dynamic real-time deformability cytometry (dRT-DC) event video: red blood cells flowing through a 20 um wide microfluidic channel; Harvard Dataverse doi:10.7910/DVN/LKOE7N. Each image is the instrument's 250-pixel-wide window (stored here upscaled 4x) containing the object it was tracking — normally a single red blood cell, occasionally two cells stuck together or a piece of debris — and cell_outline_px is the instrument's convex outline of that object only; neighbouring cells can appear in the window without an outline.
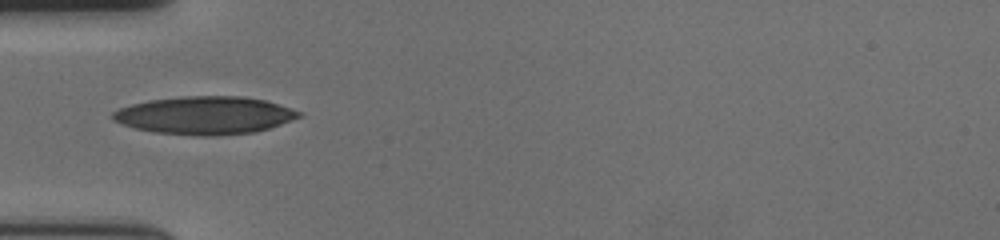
{"species": "human", "species_latin": "Homo sapiens", "temperature_condition": "cold", "stored_images_in_passage": 39, "camera_frame_rate_fps": 3000, "um_per_image_px": 0.085, "donor": {"sex": "female"}, "frame": {"image": 1, "passage_image": 1, "time_ms": 0.0, "image_size_px": [1000, 240], "cell_outline_px": [[304, 116], [256, 132], [216, 136], [196, 136], [152, 132], [120, 124], [112, 120], [112, 112], [120, 108], [132, 104], [148, 100], [184, 96], [244, 96], [264, 100], [304, 112]], "centroid_in_image_um": [17.41, 9.81], "position_along_channel_um": 67.6, "area_um2": 41.38}}
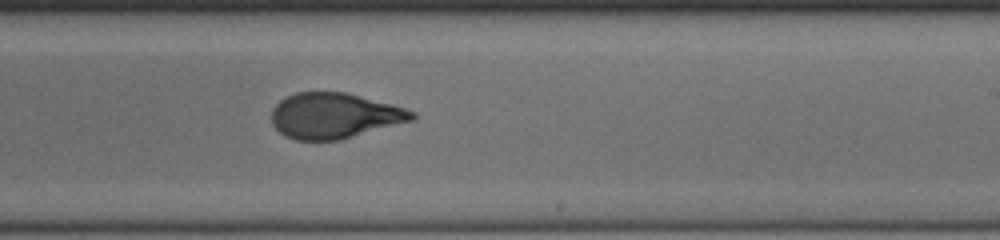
{"frame": {"image": 2, "passage_image": 17, "time_ms": 5.333, "image_size_px": [1000, 240], "cell_outline_px": [[416, 120], [340, 140], [296, 140], [284, 136], [272, 124], [272, 108], [280, 100], [296, 92], [348, 92], [392, 104], [416, 112]], "centroid_in_image_um": [28.46, 9.84], "position_along_channel_um": 260.5, "area_um2": 37.57}}
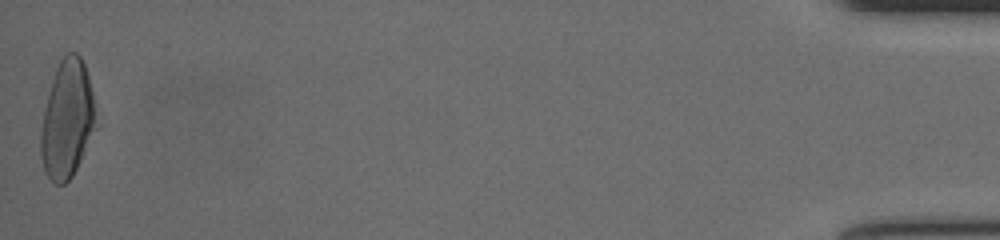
{"frame": {"image": 3, "passage_image": 39, "time_ms": 12.667, "image_size_px": [1000, 240], "cell_outline_px": [[100, 124], [72, 176], [64, 184], [56, 184], [44, 172], [40, 156], [40, 132], [44, 108], [48, 92], [56, 68], [60, 60], [68, 52], [76, 52], [80, 56], [84, 64], [88, 76]], "centroid_in_image_um": [5.73, 10.16], "position_along_channel_um": 429.5, "area_um2": 38.49}, "authors_computed_cell_mechanics": {"area_um2": 38.3214, "velocity_mm_per_s": 3.6349, "shape_relaxation_time_tau1_ms": 6.5461, "shape_relaxation_time_tau2_ms": 1.0147, "deformation_change_tau1": 0.2325, "deformation_change_tau2": 0.0776}}